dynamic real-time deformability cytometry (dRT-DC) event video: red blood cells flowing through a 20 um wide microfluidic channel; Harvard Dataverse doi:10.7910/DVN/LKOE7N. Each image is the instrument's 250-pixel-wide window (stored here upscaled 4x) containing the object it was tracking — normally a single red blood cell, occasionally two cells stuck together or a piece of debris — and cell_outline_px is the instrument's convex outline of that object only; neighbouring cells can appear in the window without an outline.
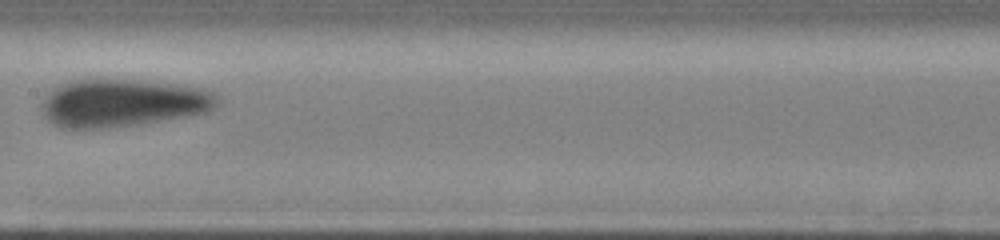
{"species": "human", "species_latin": "Homo sapiens", "temperature_condition": "cold", "stored_images_in_passage": 13, "camera_frame_rate_fps": 3000, "um_per_image_px": 0.085, "donor": {"sex": "male"}, "frame": {"image": 1, "passage_image": 13, "time_ms": 5.667, "image_size_px": [1000, 240], "cell_outline_px": [[220, 100], [208, 112], [136, 124], [108, 128], [64, 128], [48, 120], [44, 116], [40, 104], [44, 96], [68, 80], [96, 76], [140, 80], [172, 84], [200, 88], [212, 92]], "centroid_in_image_um": [10.34, 8.71], "position_along_channel_um": 197.1, "area_um2": 49.25}}